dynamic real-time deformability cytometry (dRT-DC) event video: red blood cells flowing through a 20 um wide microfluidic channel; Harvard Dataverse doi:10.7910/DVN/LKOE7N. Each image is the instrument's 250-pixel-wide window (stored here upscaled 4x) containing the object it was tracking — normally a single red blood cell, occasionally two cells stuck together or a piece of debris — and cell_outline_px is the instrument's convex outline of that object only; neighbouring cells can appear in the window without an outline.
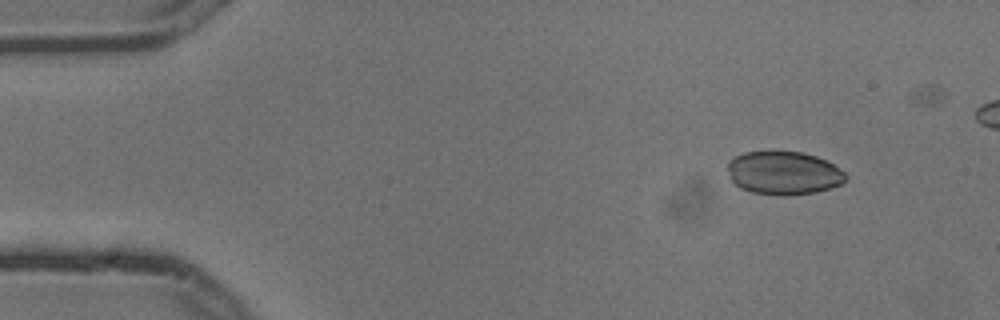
{"species": "common noctule bat (a hibernating species)", "species_latin": "Nyctalus noctula", "temperature_condition": "cold", "stored_images_in_passage": 9, "camera_frame_rate_fps": 3000, "um_per_image_px": 0.085, "animal": {"sex": "male", "body_mass_g": 13.3}, "frame": {"image": 1, "passage_image": 1, "time_ms": 0.0, "image_size_px": [1000, 320], "cell_outline_px": [[848, 180], [832, 188], [816, 192], [784, 196], [780, 196], [752, 192], [740, 188], [732, 180], [728, 168], [728, 160], [744, 152], [804, 152], [816, 156], [832, 164], [844, 172], [848, 176]], "centroid_in_image_um": [66.63, 14.72], "position_along_channel_um": 18.4, "area_um2": 29.77}}
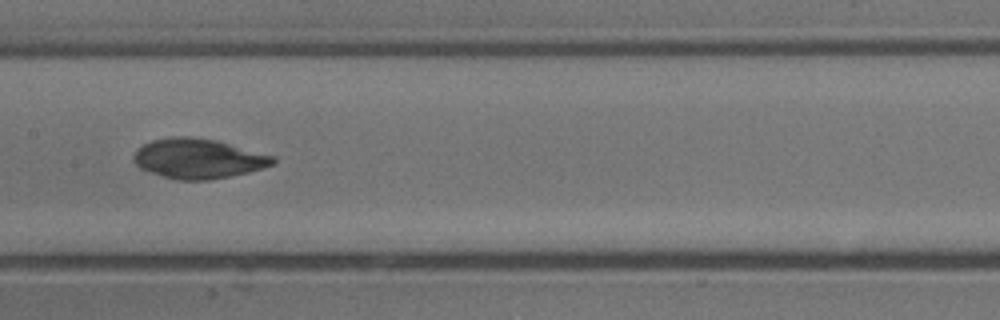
{"frame": {"image": 2, "passage_image": 7, "time_ms": 2.0, "image_size_px": [1000, 320], "cell_outline_px": [[276, 160], [272, 164], [264, 168], [248, 172], [208, 180], [176, 180], [140, 168], [132, 160], [132, 156], [136, 148], [152, 140], [172, 136], [192, 136], [216, 140], [276, 156]], "centroid_in_image_um": [16.84, 13.46], "position_along_channel_um": 190.6, "area_um2": 32.43}}
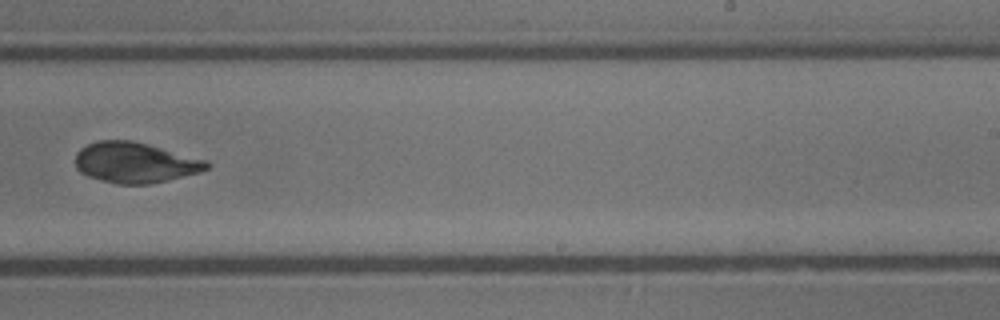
{"frame": {"image": 3, "passage_image": 9, "time_ms": 2.667, "image_size_px": [1000, 320], "cell_outline_px": [[212, 164], [208, 168], [200, 172], [148, 184], [116, 184], [88, 176], [80, 172], [76, 168], [76, 152], [80, 148], [96, 140], [132, 140], [148, 144], [208, 160]], "centroid_in_image_um": [11.48, 13.81], "position_along_channel_um": 277.5, "area_um2": 31.04}}